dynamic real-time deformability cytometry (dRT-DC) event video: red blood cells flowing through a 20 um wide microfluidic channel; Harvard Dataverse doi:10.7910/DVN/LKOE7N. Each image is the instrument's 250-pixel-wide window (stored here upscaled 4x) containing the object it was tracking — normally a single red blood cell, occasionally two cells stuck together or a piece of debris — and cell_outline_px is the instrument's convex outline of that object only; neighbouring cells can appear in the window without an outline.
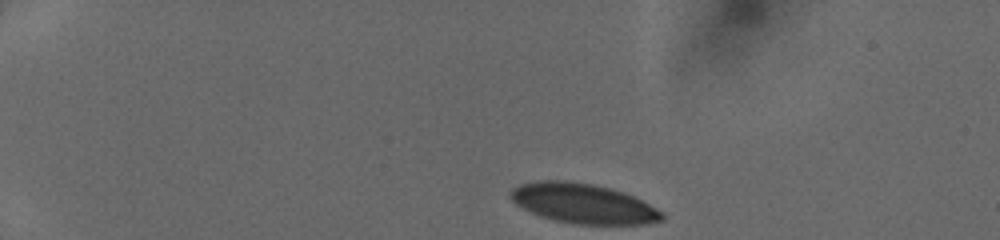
{"species": "human", "species_latin": "Homo sapiens", "temperature_condition": "cold", "stored_images_in_passage": 36, "camera_frame_rate_fps": 3000, "um_per_image_px": 0.085, "donor": {"sex": "female"}, "frame": {"image": 1, "passage_image": 1, "time_ms": 0.0, "image_size_px": [1000, 240], "cell_outline_px": [[664, 220], [644, 224], [576, 224], [556, 220], [540, 216], [516, 204], [508, 196], [508, 192], [512, 188], [520, 184], [536, 180], [564, 180], [592, 184], [624, 192], [664, 212]], "centroid_in_image_um": [49.54, 17.29], "position_along_channel_um": 35.5, "area_um2": 35.03}}
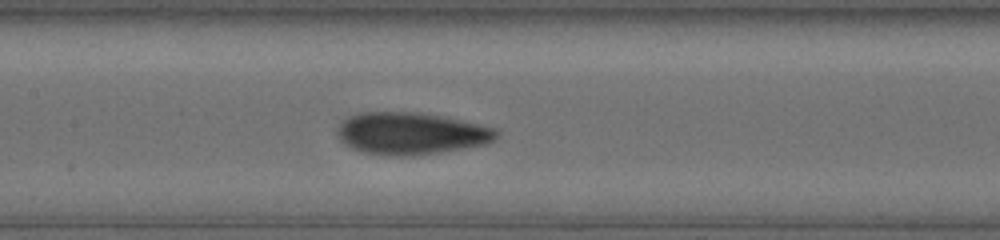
{"frame": {"image": 2, "passage_image": 17, "time_ms": 5.333, "image_size_px": [1000, 240], "cell_outline_px": [[500, 132], [496, 140], [488, 144], [440, 152], [412, 156], [388, 156], [360, 152], [344, 144], [340, 140], [336, 132], [340, 120], [348, 116], [360, 112], [416, 112], [440, 116], [460, 120], [496, 128]], "centroid_in_image_um": [34.91, 11.35], "position_along_channel_um": 172.5, "area_um2": 39.48}}
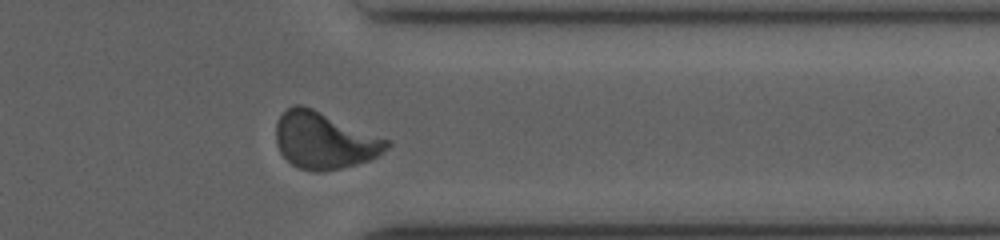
{"frame": {"image": 3, "passage_image": 32, "time_ms": 10.333, "image_size_px": [1000, 240], "cell_outline_px": [[392, 144], [380, 156], [356, 164], [340, 168], [320, 172], [312, 172], [300, 168], [292, 164], [280, 152], [276, 144], [276, 124], [280, 116], [292, 104], [300, 104], [312, 108], [392, 140]], "centroid_in_image_um": [27.6, 11.94], "position_along_channel_um": 383.8, "area_um2": 36.88}}